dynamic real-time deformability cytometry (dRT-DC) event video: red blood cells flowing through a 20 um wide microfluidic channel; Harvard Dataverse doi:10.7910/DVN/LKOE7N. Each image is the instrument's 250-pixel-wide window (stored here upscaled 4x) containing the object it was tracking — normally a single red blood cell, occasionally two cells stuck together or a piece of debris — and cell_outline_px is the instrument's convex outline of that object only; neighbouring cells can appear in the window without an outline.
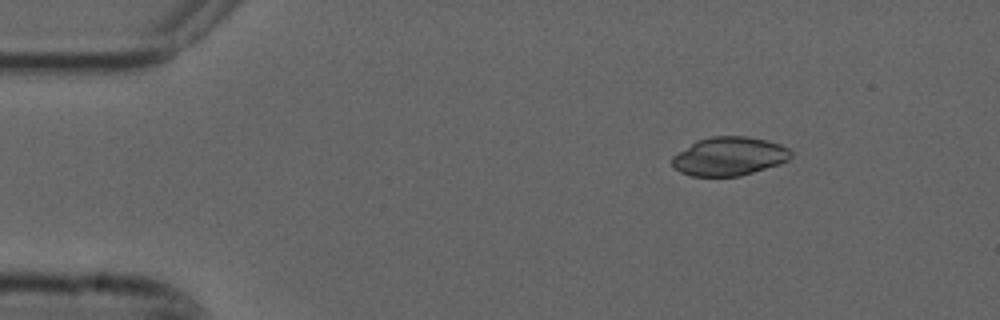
{"species": "common noctule bat (a hibernating species)", "species_latin": "Nyctalus noctula", "temperature_condition": "cold", "stored_images_in_passage": 4, "camera_frame_rate_fps": 3000, "um_per_image_px": 0.085, "animal": {"sex": "male", "forearm_length_mm": 52.5}, "frame": {"image": 1, "passage_image": 2, "time_ms": 0.333, "image_size_px": [1000, 320], "cell_outline_px": [[792, 156], [788, 160], [780, 164], [740, 176], [692, 176], [680, 172], [672, 164], [672, 156], [696, 140], [712, 136], [744, 136], [764, 140], [780, 144], [788, 148], [792, 152]], "centroid_in_image_um": [61.98, 13.29], "position_along_channel_um": 23.0, "area_um2": 26.7}}